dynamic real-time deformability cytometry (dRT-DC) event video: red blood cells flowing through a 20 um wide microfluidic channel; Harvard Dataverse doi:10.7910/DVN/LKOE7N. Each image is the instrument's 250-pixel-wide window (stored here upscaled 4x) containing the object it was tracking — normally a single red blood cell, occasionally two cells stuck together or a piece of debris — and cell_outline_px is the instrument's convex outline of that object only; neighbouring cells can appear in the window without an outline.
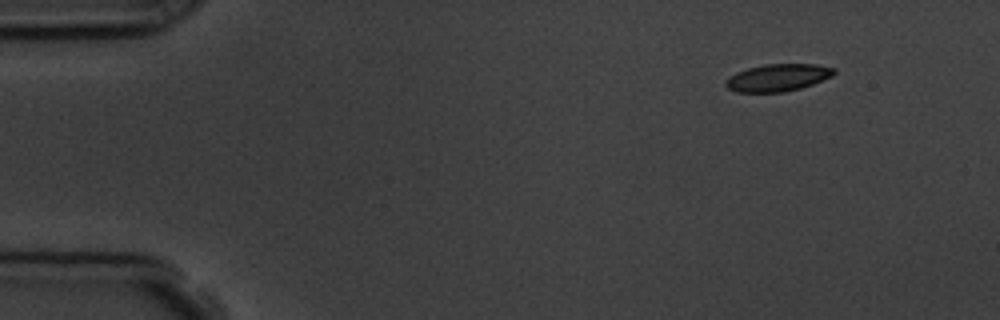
{"species": "common noctule bat (a hibernating species)", "species_latin": "Nyctalus noctula", "temperature_condition": "room temperature", "stored_images_in_passage": 4, "camera_frame_rate_fps": 3000, "um_per_image_px": 0.085, "animal": {"sex": "male", "body_mass_g": 19.5, "forearm_length_mm": 54.6}, "frame": {"image": 1, "passage_image": 1, "time_ms": 0.0, "image_size_px": [1000, 320], "cell_outline_px": [[836, 72], [832, 76], [812, 84], [800, 88], [784, 92], [736, 92], [728, 88], [724, 84], [724, 80], [728, 76], [736, 72], [748, 68], [764, 64], [816, 64], [836, 68]], "centroid_in_image_um": [66.09, 6.59], "position_along_channel_um": 18.9, "area_um2": 17.34}}